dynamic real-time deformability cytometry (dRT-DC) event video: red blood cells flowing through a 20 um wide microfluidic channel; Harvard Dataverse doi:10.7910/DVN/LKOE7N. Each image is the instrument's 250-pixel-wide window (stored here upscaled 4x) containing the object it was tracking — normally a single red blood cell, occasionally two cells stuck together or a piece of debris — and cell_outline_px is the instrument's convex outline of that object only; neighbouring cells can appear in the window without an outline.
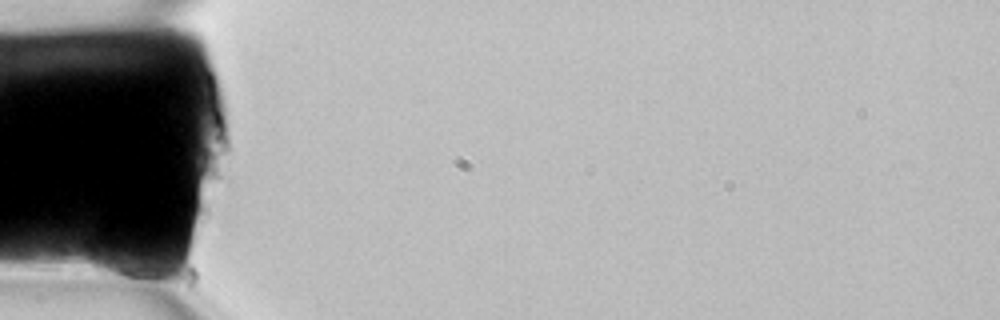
{"species": "common noctule bat (a hibernating species)", "species_latin": "Nyctalus noctula", "temperature_condition": "room temperature", "stored_images_in_passage": 3, "camera_frame_rate_fps": 3000, "um_per_image_px": 0.085, "animal": {"sex": "female", "body_mass_g": 22.7, "forearm_length_mm": 54.2}, "frame": {"image": 1, "passage_image": 1, "time_ms": 0.0, "image_size_px": [1000, 320], "cell_outline_px": [[160, 272], [156, 288], [144, 288], [92, 272], [88, 264], [88, 256], [96, 240], [108, 240], [140, 256]], "centroid_in_image_um": [10.36, 22.52], "position_along_channel_um": 74.6, "area_um2": 15.37}}